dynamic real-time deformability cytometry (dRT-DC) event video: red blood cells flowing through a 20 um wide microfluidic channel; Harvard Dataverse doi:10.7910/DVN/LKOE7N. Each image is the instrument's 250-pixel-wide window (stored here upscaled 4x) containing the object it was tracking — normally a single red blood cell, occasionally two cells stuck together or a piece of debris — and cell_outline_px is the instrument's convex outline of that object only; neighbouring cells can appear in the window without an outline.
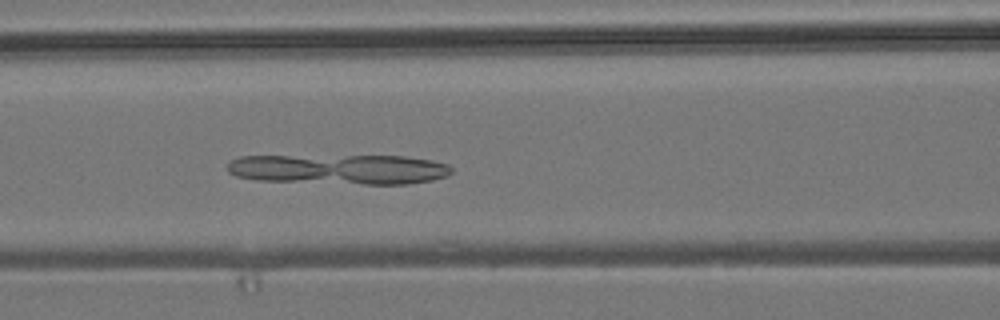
{"species": "common noctule bat (a hibernating species)", "species_latin": "Nyctalus noctula", "temperature_condition": "room temperature", "stored_images_in_passage": 52, "camera_frame_rate_fps": 3000, "um_per_image_px": 0.085, "animal": {"sex": "male", "body_mass_g": 19.2, "forearm_length_mm": 51.8}, "frame": {"image": 1, "passage_image": 22, "time_ms": 7.0, "image_size_px": [1000, 320], "cell_outline_px": [[452, 172], [448, 176], [432, 180], [408, 184], [364, 184], [256, 180], [236, 176], [228, 172], [228, 164], [232, 160], [240, 156], [404, 156], [432, 160], [448, 164], [452, 168]], "centroid_in_image_um": [28.87, 14.38], "position_along_channel_um": 137.7, "area_um2": 39.3}}